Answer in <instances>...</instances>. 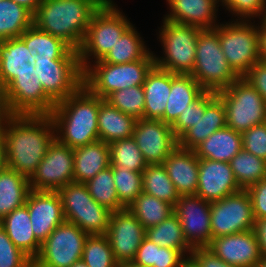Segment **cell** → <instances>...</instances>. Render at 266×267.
I'll use <instances>...</instances> for the list:
<instances>
[{
  "label": "cell",
  "mask_w": 266,
  "mask_h": 267,
  "mask_svg": "<svg viewBox=\"0 0 266 267\" xmlns=\"http://www.w3.org/2000/svg\"><path fill=\"white\" fill-rule=\"evenodd\" d=\"M241 136L244 150L266 160V122L242 132Z\"/></svg>",
  "instance_id": "48"
},
{
  "label": "cell",
  "mask_w": 266,
  "mask_h": 267,
  "mask_svg": "<svg viewBox=\"0 0 266 267\" xmlns=\"http://www.w3.org/2000/svg\"><path fill=\"white\" fill-rule=\"evenodd\" d=\"M226 127L225 106L216 96L207 106L203 116L179 139L178 146L194 150L212 133Z\"/></svg>",
  "instance_id": "27"
},
{
  "label": "cell",
  "mask_w": 266,
  "mask_h": 267,
  "mask_svg": "<svg viewBox=\"0 0 266 267\" xmlns=\"http://www.w3.org/2000/svg\"><path fill=\"white\" fill-rule=\"evenodd\" d=\"M99 107L100 97L84 85L56 103L50 114L55 125V138L72 149L99 140Z\"/></svg>",
  "instance_id": "2"
},
{
  "label": "cell",
  "mask_w": 266,
  "mask_h": 267,
  "mask_svg": "<svg viewBox=\"0 0 266 267\" xmlns=\"http://www.w3.org/2000/svg\"><path fill=\"white\" fill-rule=\"evenodd\" d=\"M230 165L241 189H247L266 177V160L243 148L231 159Z\"/></svg>",
  "instance_id": "39"
},
{
  "label": "cell",
  "mask_w": 266,
  "mask_h": 267,
  "mask_svg": "<svg viewBox=\"0 0 266 267\" xmlns=\"http://www.w3.org/2000/svg\"><path fill=\"white\" fill-rule=\"evenodd\" d=\"M253 231L258 240L261 256L266 258V218L255 219Z\"/></svg>",
  "instance_id": "54"
},
{
  "label": "cell",
  "mask_w": 266,
  "mask_h": 267,
  "mask_svg": "<svg viewBox=\"0 0 266 267\" xmlns=\"http://www.w3.org/2000/svg\"><path fill=\"white\" fill-rule=\"evenodd\" d=\"M34 65V76L39 79L44 92L55 103L74 94L83 85V70L79 57H36Z\"/></svg>",
  "instance_id": "11"
},
{
  "label": "cell",
  "mask_w": 266,
  "mask_h": 267,
  "mask_svg": "<svg viewBox=\"0 0 266 267\" xmlns=\"http://www.w3.org/2000/svg\"><path fill=\"white\" fill-rule=\"evenodd\" d=\"M190 257L199 267H236L225 263L207 247H195L192 249Z\"/></svg>",
  "instance_id": "52"
},
{
  "label": "cell",
  "mask_w": 266,
  "mask_h": 267,
  "mask_svg": "<svg viewBox=\"0 0 266 267\" xmlns=\"http://www.w3.org/2000/svg\"><path fill=\"white\" fill-rule=\"evenodd\" d=\"M217 96V92L206 91L194 103L187 106L178 116L177 120L171 125L172 130L179 139L189 128L193 127L200 116H203L206 106Z\"/></svg>",
  "instance_id": "45"
},
{
  "label": "cell",
  "mask_w": 266,
  "mask_h": 267,
  "mask_svg": "<svg viewBox=\"0 0 266 267\" xmlns=\"http://www.w3.org/2000/svg\"><path fill=\"white\" fill-rule=\"evenodd\" d=\"M25 205L30 214L32 231L41 244L66 221L57 191L30 190Z\"/></svg>",
  "instance_id": "19"
},
{
  "label": "cell",
  "mask_w": 266,
  "mask_h": 267,
  "mask_svg": "<svg viewBox=\"0 0 266 267\" xmlns=\"http://www.w3.org/2000/svg\"><path fill=\"white\" fill-rule=\"evenodd\" d=\"M159 28L163 56L154 54L155 66L174 74H191L195 64L198 34L195 26L182 25L162 20Z\"/></svg>",
  "instance_id": "7"
},
{
  "label": "cell",
  "mask_w": 266,
  "mask_h": 267,
  "mask_svg": "<svg viewBox=\"0 0 266 267\" xmlns=\"http://www.w3.org/2000/svg\"><path fill=\"white\" fill-rule=\"evenodd\" d=\"M211 237H221L254 228L252 200L246 189L211 202Z\"/></svg>",
  "instance_id": "13"
},
{
  "label": "cell",
  "mask_w": 266,
  "mask_h": 267,
  "mask_svg": "<svg viewBox=\"0 0 266 267\" xmlns=\"http://www.w3.org/2000/svg\"><path fill=\"white\" fill-rule=\"evenodd\" d=\"M240 190L230 163L199 158L196 195L211 203Z\"/></svg>",
  "instance_id": "21"
},
{
  "label": "cell",
  "mask_w": 266,
  "mask_h": 267,
  "mask_svg": "<svg viewBox=\"0 0 266 267\" xmlns=\"http://www.w3.org/2000/svg\"><path fill=\"white\" fill-rule=\"evenodd\" d=\"M32 259L16 247L0 226V267H30Z\"/></svg>",
  "instance_id": "47"
},
{
  "label": "cell",
  "mask_w": 266,
  "mask_h": 267,
  "mask_svg": "<svg viewBox=\"0 0 266 267\" xmlns=\"http://www.w3.org/2000/svg\"><path fill=\"white\" fill-rule=\"evenodd\" d=\"M73 154V182L86 183L100 171L110 166L109 144L101 140L75 148Z\"/></svg>",
  "instance_id": "28"
},
{
  "label": "cell",
  "mask_w": 266,
  "mask_h": 267,
  "mask_svg": "<svg viewBox=\"0 0 266 267\" xmlns=\"http://www.w3.org/2000/svg\"><path fill=\"white\" fill-rule=\"evenodd\" d=\"M100 7L107 5L110 3L112 0H94Z\"/></svg>",
  "instance_id": "62"
},
{
  "label": "cell",
  "mask_w": 266,
  "mask_h": 267,
  "mask_svg": "<svg viewBox=\"0 0 266 267\" xmlns=\"http://www.w3.org/2000/svg\"><path fill=\"white\" fill-rule=\"evenodd\" d=\"M105 100L113 107L134 117L136 120L143 118L145 98L142 85L117 90L110 94Z\"/></svg>",
  "instance_id": "44"
},
{
  "label": "cell",
  "mask_w": 266,
  "mask_h": 267,
  "mask_svg": "<svg viewBox=\"0 0 266 267\" xmlns=\"http://www.w3.org/2000/svg\"><path fill=\"white\" fill-rule=\"evenodd\" d=\"M20 38L25 42L32 56L41 58L79 57L63 40L41 31L34 24Z\"/></svg>",
  "instance_id": "33"
},
{
  "label": "cell",
  "mask_w": 266,
  "mask_h": 267,
  "mask_svg": "<svg viewBox=\"0 0 266 267\" xmlns=\"http://www.w3.org/2000/svg\"><path fill=\"white\" fill-rule=\"evenodd\" d=\"M9 116L10 114L8 112L7 105L5 102L4 92L3 89L0 87V129Z\"/></svg>",
  "instance_id": "56"
},
{
  "label": "cell",
  "mask_w": 266,
  "mask_h": 267,
  "mask_svg": "<svg viewBox=\"0 0 266 267\" xmlns=\"http://www.w3.org/2000/svg\"><path fill=\"white\" fill-rule=\"evenodd\" d=\"M242 148L241 133L226 126L212 133L194 151L198 158L230 163Z\"/></svg>",
  "instance_id": "31"
},
{
  "label": "cell",
  "mask_w": 266,
  "mask_h": 267,
  "mask_svg": "<svg viewBox=\"0 0 266 267\" xmlns=\"http://www.w3.org/2000/svg\"><path fill=\"white\" fill-rule=\"evenodd\" d=\"M73 149L55 139L47 149L46 155L29 178L31 190L58 191L73 182Z\"/></svg>",
  "instance_id": "14"
},
{
  "label": "cell",
  "mask_w": 266,
  "mask_h": 267,
  "mask_svg": "<svg viewBox=\"0 0 266 267\" xmlns=\"http://www.w3.org/2000/svg\"><path fill=\"white\" fill-rule=\"evenodd\" d=\"M132 24L100 60L108 64H123L141 60L151 49L147 48L143 37Z\"/></svg>",
  "instance_id": "34"
},
{
  "label": "cell",
  "mask_w": 266,
  "mask_h": 267,
  "mask_svg": "<svg viewBox=\"0 0 266 267\" xmlns=\"http://www.w3.org/2000/svg\"><path fill=\"white\" fill-rule=\"evenodd\" d=\"M30 267H43V266H40L39 264L35 263L33 260L30 264Z\"/></svg>",
  "instance_id": "64"
},
{
  "label": "cell",
  "mask_w": 266,
  "mask_h": 267,
  "mask_svg": "<svg viewBox=\"0 0 266 267\" xmlns=\"http://www.w3.org/2000/svg\"><path fill=\"white\" fill-rule=\"evenodd\" d=\"M127 209L141 222L145 229H148L164 221L173 213L174 207L165 201L142 192L127 206Z\"/></svg>",
  "instance_id": "37"
},
{
  "label": "cell",
  "mask_w": 266,
  "mask_h": 267,
  "mask_svg": "<svg viewBox=\"0 0 266 267\" xmlns=\"http://www.w3.org/2000/svg\"><path fill=\"white\" fill-rule=\"evenodd\" d=\"M207 248L236 267H257L262 259L253 229L213 238Z\"/></svg>",
  "instance_id": "20"
},
{
  "label": "cell",
  "mask_w": 266,
  "mask_h": 267,
  "mask_svg": "<svg viewBox=\"0 0 266 267\" xmlns=\"http://www.w3.org/2000/svg\"><path fill=\"white\" fill-rule=\"evenodd\" d=\"M110 247L118 263L132 262L143 242L146 229L127 209L114 211L110 215L106 231Z\"/></svg>",
  "instance_id": "18"
},
{
  "label": "cell",
  "mask_w": 266,
  "mask_h": 267,
  "mask_svg": "<svg viewBox=\"0 0 266 267\" xmlns=\"http://www.w3.org/2000/svg\"><path fill=\"white\" fill-rule=\"evenodd\" d=\"M118 267H142L134 264L133 262L119 263Z\"/></svg>",
  "instance_id": "61"
},
{
  "label": "cell",
  "mask_w": 266,
  "mask_h": 267,
  "mask_svg": "<svg viewBox=\"0 0 266 267\" xmlns=\"http://www.w3.org/2000/svg\"><path fill=\"white\" fill-rule=\"evenodd\" d=\"M85 185L92 198L111 212L125 209L118 199L111 165L88 180Z\"/></svg>",
  "instance_id": "40"
},
{
  "label": "cell",
  "mask_w": 266,
  "mask_h": 267,
  "mask_svg": "<svg viewBox=\"0 0 266 267\" xmlns=\"http://www.w3.org/2000/svg\"><path fill=\"white\" fill-rule=\"evenodd\" d=\"M187 258L181 250L159 247L157 265L153 267H180Z\"/></svg>",
  "instance_id": "53"
},
{
  "label": "cell",
  "mask_w": 266,
  "mask_h": 267,
  "mask_svg": "<svg viewBox=\"0 0 266 267\" xmlns=\"http://www.w3.org/2000/svg\"><path fill=\"white\" fill-rule=\"evenodd\" d=\"M142 86L145 98L143 118L162 121L171 92V72L154 65Z\"/></svg>",
  "instance_id": "26"
},
{
  "label": "cell",
  "mask_w": 266,
  "mask_h": 267,
  "mask_svg": "<svg viewBox=\"0 0 266 267\" xmlns=\"http://www.w3.org/2000/svg\"><path fill=\"white\" fill-rule=\"evenodd\" d=\"M109 148L112 167L122 166L142 173L148 165L133 137L112 142Z\"/></svg>",
  "instance_id": "41"
},
{
  "label": "cell",
  "mask_w": 266,
  "mask_h": 267,
  "mask_svg": "<svg viewBox=\"0 0 266 267\" xmlns=\"http://www.w3.org/2000/svg\"><path fill=\"white\" fill-rule=\"evenodd\" d=\"M232 20L219 23L215 29L229 66L239 77H243L260 61L258 23L252 20Z\"/></svg>",
  "instance_id": "8"
},
{
  "label": "cell",
  "mask_w": 266,
  "mask_h": 267,
  "mask_svg": "<svg viewBox=\"0 0 266 267\" xmlns=\"http://www.w3.org/2000/svg\"><path fill=\"white\" fill-rule=\"evenodd\" d=\"M257 267H266V258L262 257Z\"/></svg>",
  "instance_id": "63"
},
{
  "label": "cell",
  "mask_w": 266,
  "mask_h": 267,
  "mask_svg": "<svg viewBox=\"0 0 266 267\" xmlns=\"http://www.w3.org/2000/svg\"><path fill=\"white\" fill-rule=\"evenodd\" d=\"M99 8L94 0H42L33 24L78 51L91 18Z\"/></svg>",
  "instance_id": "3"
},
{
  "label": "cell",
  "mask_w": 266,
  "mask_h": 267,
  "mask_svg": "<svg viewBox=\"0 0 266 267\" xmlns=\"http://www.w3.org/2000/svg\"><path fill=\"white\" fill-rule=\"evenodd\" d=\"M225 106L226 126L242 133L266 122V102L243 77L217 92Z\"/></svg>",
  "instance_id": "9"
},
{
  "label": "cell",
  "mask_w": 266,
  "mask_h": 267,
  "mask_svg": "<svg viewBox=\"0 0 266 267\" xmlns=\"http://www.w3.org/2000/svg\"><path fill=\"white\" fill-rule=\"evenodd\" d=\"M220 3L237 20H261L266 15V0H220Z\"/></svg>",
  "instance_id": "46"
},
{
  "label": "cell",
  "mask_w": 266,
  "mask_h": 267,
  "mask_svg": "<svg viewBox=\"0 0 266 267\" xmlns=\"http://www.w3.org/2000/svg\"><path fill=\"white\" fill-rule=\"evenodd\" d=\"M57 192L67 222L89 235L106 234L112 212L92 198L85 183L70 182Z\"/></svg>",
  "instance_id": "10"
},
{
  "label": "cell",
  "mask_w": 266,
  "mask_h": 267,
  "mask_svg": "<svg viewBox=\"0 0 266 267\" xmlns=\"http://www.w3.org/2000/svg\"><path fill=\"white\" fill-rule=\"evenodd\" d=\"M82 260L88 267H118L119 264L105 234L88 235Z\"/></svg>",
  "instance_id": "42"
},
{
  "label": "cell",
  "mask_w": 266,
  "mask_h": 267,
  "mask_svg": "<svg viewBox=\"0 0 266 267\" xmlns=\"http://www.w3.org/2000/svg\"><path fill=\"white\" fill-rule=\"evenodd\" d=\"M243 78L260 93L266 102V63L258 61Z\"/></svg>",
  "instance_id": "51"
},
{
  "label": "cell",
  "mask_w": 266,
  "mask_h": 267,
  "mask_svg": "<svg viewBox=\"0 0 266 267\" xmlns=\"http://www.w3.org/2000/svg\"><path fill=\"white\" fill-rule=\"evenodd\" d=\"M70 267H88L85 262L80 259L78 261H76L75 263H73Z\"/></svg>",
  "instance_id": "60"
},
{
  "label": "cell",
  "mask_w": 266,
  "mask_h": 267,
  "mask_svg": "<svg viewBox=\"0 0 266 267\" xmlns=\"http://www.w3.org/2000/svg\"><path fill=\"white\" fill-rule=\"evenodd\" d=\"M12 1L25 7L34 15L38 9V6L41 4L42 0H12Z\"/></svg>",
  "instance_id": "57"
},
{
  "label": "cell",
  "mask_w": 266,
  "mask_h": 267,
  "mask_svg": "<svg viewBox=\"0 0 266 267\" xmlns=\"http://www.w3.org/2000/svg\"><path fill=\"white\" fill-rule=\"evenodd\" d=\"M132 137L148 165L163 164L178 147V139L171 125L161 120H137Z\"/></svg>",
  "instance_id": "17"
},
{
  "label": "cell",
  "mask_w": 266,
  "mask_h": 267,
  "mask_svg": "<svg viewBox=\"0 0 266 267\" xmlns=\"http://www.w3.org/2000/svg\"><path fill=\"white\" fill-rule=\"evenodd\" d=\"M145 237L160 247L181 250L187 257L193 249L185 240L181 223L174 212L160 224L146 229Z\"/></svg>",
  "instance_id": "35"
},
{
  "label": "cell",
  "mask_w": 266,
  "mask_h": 267,
  "mask_svg": "<svg viewBox=\"0 0 266 267\" xmlns=\"http://www.w3.org/2000/svg\"><path fill=\"white\" fill-rule=\"evenodd\" d=\"M166 2L170 11L163 19L170 22L200 29H212L220 23L217 20L220 0H166Z\"/></svg>",
  "instance_id": "22"
},
{
  "label": "cell",
  "mask_w": 266,
  "mask_h": 267,
  "mask_svg": "<svg viewBox=\"0 0 266 267\" xmlns=\"http://www.w3.org/2000/svg\"><path fill=\"white\" fill-rule=\"evenodd\" d=\"M88 235L76 224L65 221L41 244L33 261L43 267H70L82 259Z\"/></svg>",
  "instance_id": "12"
},
{
  "label": "cell",
  "mask_w": 266,
  "mask_h": 267,
  "mask_svg": "<svg viewBox=\"0 0 266 267\" xmlns=\"http://www.w3.org/2000/svg\"><path fill=\"white\" fill-rule=\"evenodd\" d=\"M35 60L20 37L1 40L0 87L4 89L16 76L34 75Z\"/></svg>",
  "instance_id": "23"
},
{
  "label": "cell",
  "mask_w": 266,
  "mask_h": 267,
  "mask_svg": "<svg viewBox=\"0 0 266 267\" xmlns=\"http://www.w3.org/2000/svg\"><path fill=\"white\" fill-rule=\"evenodd\" d=\"M190 75L206 91L213 92L226 89L239 78L224 56L215 28L199 31L195 64Z\"/></svg>",
  "instance_id": "6"
},
{
  "label": "cell",
  "mask_w": 266,
  "mask_h": 267,
  "mask_svg": "<svg viewBox=\"0 0 266 267\" xmlns=\"http://www.w3.org/2000/svg\"><path fill=\"white\" fill-rule=\"evenodd\" d=\"M116 5L112 0L93 14L78 50L82 70L92 62L102 60L121 35L132 25L128 16L122 13Z\"/></svg>",
  "instance_id": "4"
},
{
  "label": "cell",
  "mask_w": 266,
  "mask_h": 267,
  "mask_svg": "<svg viewBox=\"0 0 266 267\" xmlns=\"http://www.w3.org/2000/svg\"><path fill=\"white\" fill-rule=\"evenodd\" d=\"M5 167H6L5 150L3 141L0 138V171H2Z\"/></svg>",
  "instance_id": "58"
},
{
  "label": "cell",
  "mask_w": 266,
  "mask_h": 267,
  "mask_svg": "<svg viewBox=\"0 0 266 267\" xmlns=\"http://www.w3.org/2000/svg\"><path fill=\"white\" fill-rule=\"evenodd\" d=\"M211 203L198 195L179 196L173 212L177 215L187 243L207 247L211 240Z\"/></svg>",
  "instance_id": "16"
},
{
  "label": "cell",
  "mask_w": 266,
  "mask_h": 267,
  "mask_svg": "<svg viewBox=\"0 0 266 267\" xmlns=\"http://www.w3.org/2000/svg\"><path fill=\"white\" fill-rule=\"evenodd\" d=\"M180 196L195 195L198 188L199 158L194 150L177 147L163 162Z\"/></svg>",
  "instance_id": "24"
},
{
  "label": "cell",
  "mask_w": 266,
  "mask_h": 267,
  "mask_svg": "<svg viewBox=\"0 0 266 267\" xmlns=\"http://www.w3.org/2000/svg\"><path fill=\"white\" fill-rule=\"evenodd\" d=\"M112 175L119 202L127 208L143 192L142 173L117 166L112 167Z\"/></svg>",
  "instance_id": "43"
},
{
  "label": "cell",
  "mask_w": 266,
  "mask_h": 267,
  "mask_svg": "<svg viewBox=\"0 0 266 267\" xmlns=\"http://www.w3.org/2000/svg\"><path fill=\"white\" fill-rule=\"evenodd\" d=\"M206 90L190 74L171 72V92L162 121L172 125L187 106L199 99Z\"/></svg>",
  "instance_id": "25"
},
{
  "label": "cell",
  "mask_w": 266,
  "mask_h": 267,
  "mask_svg": "<svg viewBox=\"0 0 266 267\" xmlns=\"http://www.w3.org/2000/svg\"><path fill=\"white\" fill-rule=\"evenodd\" d=\"M97 121L99 140L110 144L131 138L137 120L113 107L105 99L100 98Z\"/></svg>",
  "instance_id": "30"
},
{
  "label": "cell",
  "mask_w": 266,
  "mask_h": 267,
  "mask_svg": "<svg viewBox=\"0 0 266 267\" xmlns=\"http://www.w3.org/2000/svg\"><path fill=\"white\" fill-rule=\"evenodd\" d=\"M13 244L20 248L32 260L39 254L41 243L36 239L31 226L30 214L26 205L14 209L0 220Z\"/></svg>",
  "instance_id": "29"
},
{
  "label": "cell",
  "mask_w": 266,
  "mask_h": 267,
  "mask_svg": "<svg viewBox=\"0 0 266 267\" xmlns=\"http://www.w3.org/2000/svg\"><path fill=\"white\" fill-rule=\"evenodd\" d=\"M258 43H259V55L260 61L266 63V20L261 19L258 21Z\"/></svg>",
  "instance_id": "55"
},
{
  "label": "cell",
  "mask_w": 266,
  "mask_h": 267,
  "mask_svg": "<svg viewBox=\"0 0 266 267\" xmlns=\"http://www.w3.org/2000/svg\"><path fill=\"white\" fill-rule=\"evenodd\" d=\"M159 247L145 237L132 262L142 267H153V265H157Z\"/></svg>",
  "instance_id": "50"
},
{
  "label": "cell",
  "mask_w": 266,
  "mask_h": 267,
  "mask_svg": "<svg viewBox=\"0 0 266 267\" xmlns=\"http://www.w3.org/2000/svg\"><path fill=\"white\" fill-rule=\"evenodd\" d=\"M34 15L12 0H0V41L20 37L33 25Z\"/></svg>",
  "instance_id": "36"
},
{
  "label": "cell",
  "mask_w": 266,
  "mask_h": 267,
  "mask_svg": "<svg viewBox=\"0 0 266 267\" xmlns=\"http://www.w3.org/2000/svg\"><path fill=\"white\" fill-rule=\"evenodd\" d=\"M3 92L10 115H50L56 105L33 74L16 76Z\"/></svg>",
  "instance_id": "15"
},
{
  "label": "cell",
  "mask_w": 266,
  "mask_h": 267,
  "mask_svg": "<svg viewBox=\"0 0 266 267\" xmlns=\"http://www.w3.org/2000/svg\"><path fill=\"white\" fill-rule=\"evenodd\" d=\"M142 179L144 193L165 201L173 207L175 206L180 195L169 178L163 164L147 165L142 172Z\"/></svg>",
  "instance_id": "38"
},
{
  "label": "cell",
  "mask_w": 266,
  "mask_h": 267,
  "mask_svg": "<svg viewBox=\"0 0 266 267\" xmlns=\"http://www.w3.org/2000/svg\"><path fill=\"white\" fill-rule=\"evenodd\" d=\"M180 267H199L195 261L191 258V257H188Z\"/></svg>",
  "instance_id": "59"
},
{
  "label": "cell",
  "mask_w": 266,
  "mask_h": 267,
  "mask_svg": "<svg viewBox=\"0 0 266 267\" xmlns=\"http://www.w3.org/2000/svg\"><path fill=\"white\" fill-rule=\"evenodd\" d=\"M29 179L5 167L0 171V220L25 205L30 192Z\"/></svg>",
  "instance_id": "32"
},
{
  "label": "cell",
  "mask_w": 266,
  "mask_h": 267,
  "mask_svg": "<svg viewBox=\"0 0 266 267\" xmlns=\"http://www.w3.org/2000/svg\"><path fill=\"white\" fill-rule=\"evenodd\" d=\"M155 65L150 50L141 60L123 64L96 61L83 70V85L94 95L106 99L117 90L143 85Z\"/></svg>",
  "instance_id": "5"
},
{
  "label": "cell",
  "mask_w": 266,
  "mask_h": 267,
  "mask_svg": "<svg viewBox=\"0 0 266 267\" xmlns=\"http://www.w3.org/2000/svg\"><path fill=\"white\" fill-rule=\"evenodd\" d=\"M251 200L254 219L266 218V177L247 189Z\"/></svg>",
  "instance_id": "49"
},
{
  "label": "cell",
  "mask_w": 266,
  "mask_h": 267,
  "mask_svg": "<svg viewBox=\"0 0 266 267\" xmlns=\"http://www.w3.org/2000/svg\"><path fill=\"white\" fill-rule=\"evenodd\" d=\"M6 167L28 179L55 138L50 115H10L0 129Z\"/></svg>",
  "instance_id": "1"
}]
</instances>
